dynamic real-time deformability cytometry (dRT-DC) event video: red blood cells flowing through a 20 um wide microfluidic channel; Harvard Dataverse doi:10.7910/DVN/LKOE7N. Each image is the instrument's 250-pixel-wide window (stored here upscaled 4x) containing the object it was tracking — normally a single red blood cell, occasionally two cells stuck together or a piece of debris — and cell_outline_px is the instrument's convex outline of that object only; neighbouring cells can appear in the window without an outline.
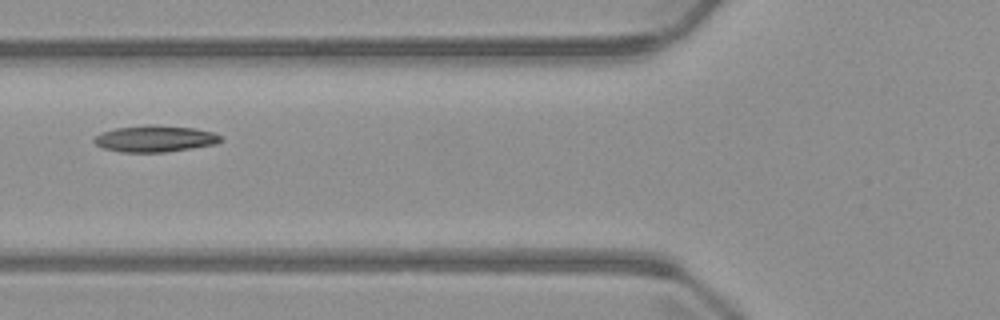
{"species": "common noctule bat (a hibernating species)", "species_latin": "Nyctalus noctula", "temperature_condition": "warm", "stored_images_in_passage": 6, "camera_frame_rate_fps": 3000, "um_per_image_px": 0.085, "animal": {"sex": "male", "body_mass_g": 23.1, "forearm_length_mm": 52.7}, "frame": {"image": 1, "passage_image": 6, "time_ms": 6.0, "image_size_px": [1000, 320], "cell_outline_px": [[220, 140], [216, 144], [164, 152], [120, 152], [104, 148], [96, 144], [92, 140], [100, 132], [116, 128], [144, 124], [152, 124], [196, 128], [212, 132], [220, 136]], "centroid_in_image_um": [13.13, 11.77], "position_along_channel_um": 112.7, "area_um2": 19.54}}